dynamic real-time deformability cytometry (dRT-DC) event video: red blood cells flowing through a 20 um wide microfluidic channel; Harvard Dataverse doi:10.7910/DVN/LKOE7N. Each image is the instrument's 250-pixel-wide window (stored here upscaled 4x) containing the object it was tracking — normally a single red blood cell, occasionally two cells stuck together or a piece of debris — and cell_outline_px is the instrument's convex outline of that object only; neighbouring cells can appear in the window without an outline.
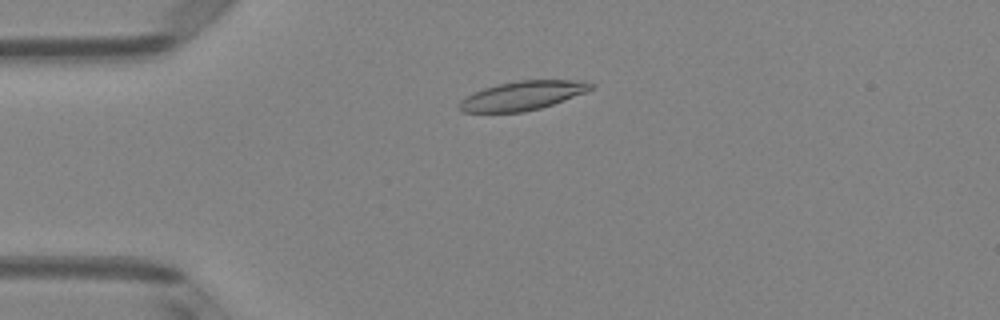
{"species": "Egyptian fruit bat (a non-hibernating species)", "species_latin": "Rousettus aegyptiacus", "temperature_condition": "room temperature", "stored_images_in_passage": 7, "camera_frame_rate_fps": 3000, "um_per_image_px": 0.085, "animal": {"sex": "female"}, "frame": {"image": 1, "passage_image": 3, "time_ms": 0.667, "image_size_px": [1000, 320], "cell_outline_px": [[596, 84], [592, 88], [584, 92], [552, 104], [540, 108], [524, 112], [464, 112], [456, 104], [464, 96], [484, 88], [496, 84], [516, 80], [588, 80]], "centroid_in_image_um": [44.39, 8.11], "position_along_channel_um": 40.6, "area_um2": 22.31}}
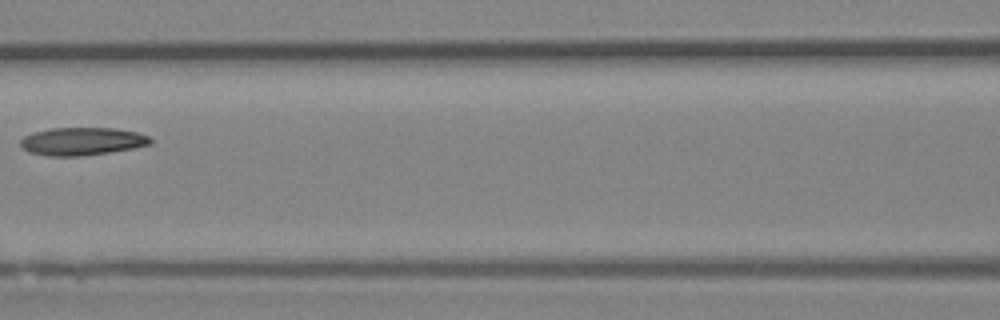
{"frame": {"image": 2, "passage_image": 6, "time_ms": 1.667, "image_size_px": [1000, 320], "cell_outline_px": [[152, 144], [132, 148], [108, 152], [80, 156], [48, 156], [28, 152], [20, 148], [20, 140], [24, 136], [32, 132], [48, 128], [116, 128], [136, 132], [148, 136], [152, 140]], "centroid_in_image_um": [6.92, 12.01], "position_along_channel_um": 159.7, "area_um2": 21.21}}
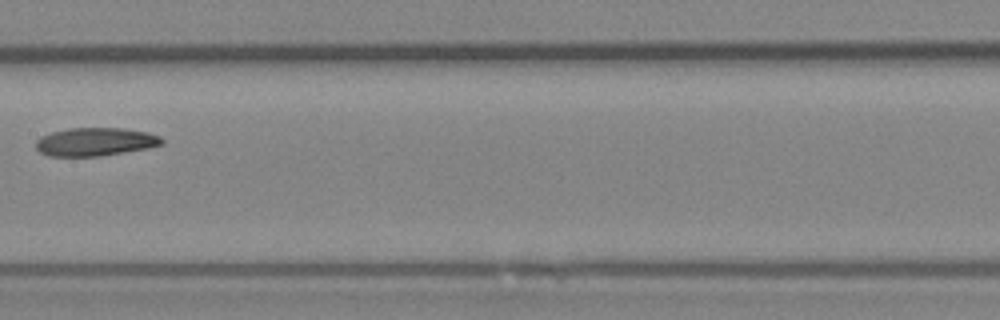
{"frame": {"image": 3, "passage_image": 7, "time_ms": 2.0, "image_size_px": [1000, 320], "cell_outline_px": [[164, 144], [148, 148], [100, 156], [48, 156], [40, 152], [36, 148], [36, 140], [40, 136], [52, 132], [68, 128], [124, 128], [148, 132], [160, 136], [164, 140]], "centroid_in_image_um": [8.11, 12.05], "position_along_channel_um": 199.3, "area_um2": 20.87}}